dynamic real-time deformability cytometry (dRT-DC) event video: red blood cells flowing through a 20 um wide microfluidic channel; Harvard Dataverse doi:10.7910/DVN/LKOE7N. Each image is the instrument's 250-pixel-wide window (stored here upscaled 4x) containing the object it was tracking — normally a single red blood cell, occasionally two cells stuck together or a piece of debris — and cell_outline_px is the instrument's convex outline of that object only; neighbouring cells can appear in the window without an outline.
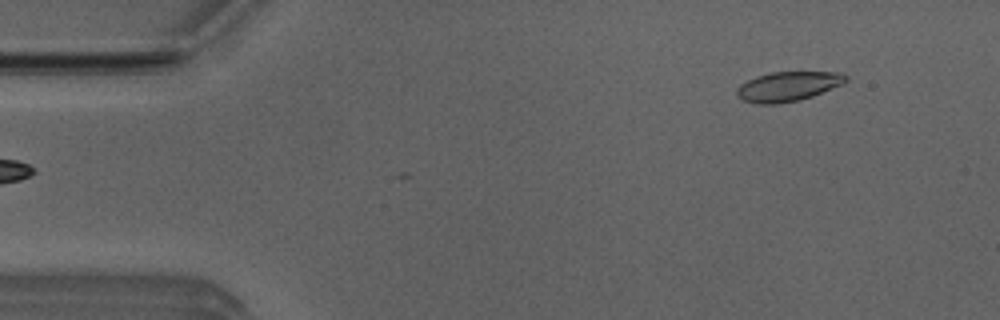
{"species": "Egyptian fruit bat (a non-hibernating species)", "species_latin": "Rousettus aegyptiacus", "temperature_condition": "room temperature", "stored_images_in_passage": 6, "camera_frame_rate_fps": 3000, "um_per_image_px": 0.085, "animal": {"sex": "male"}, "frame": {"image": 1, "passage_image": 6, "time_ms": 1.667, "image_size_px": [1000, 320], "cell_outline_px": [[848, 80], [844, 84], [812, 96], [800, 100], [776, 104], [760, 104], [740, 100], [736, 96], [736, 88], [740, 84], [756, 76], [772, 72], [836, 72], [848, 76]], "centroid_in_image_um": [66.95, 7.35], "position_along_channel_um": 18.0, "area_um2": 18.96}}